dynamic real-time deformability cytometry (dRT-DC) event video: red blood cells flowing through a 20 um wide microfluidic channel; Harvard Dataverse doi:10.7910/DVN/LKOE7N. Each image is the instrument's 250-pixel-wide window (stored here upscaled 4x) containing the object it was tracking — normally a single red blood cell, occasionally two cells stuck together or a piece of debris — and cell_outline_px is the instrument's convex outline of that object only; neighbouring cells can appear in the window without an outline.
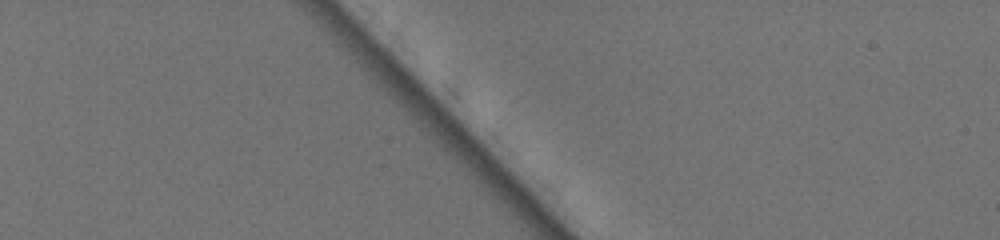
{"species": "common noctule bat (a hibernating species)", "species_latin": "Nyctalus noctula", "temperature_condition": "warm", "stored_images_in_passage": 2, "camera_frame_rate_fps": 3000, "um_per_image_px": 0.085, "animal": {"sex": "female", "body_mass_g": 19.5, "forearm_length_mm": 54.1}, "frame": {"image": 1, "passage_image": 1, "time_ms": 0.0, "image_size_px": [1000, 240], "cell_outline_px": [[592, 108], [584, 108], [572, 96], [520, 40], [516, 28], [524, 20], [540, 28], [584, 72], [592, 88]], "centroid_in_image_um": [47.33, 5.34], "position_along_channel_um": 37.7, "area_um2": 16.94}}